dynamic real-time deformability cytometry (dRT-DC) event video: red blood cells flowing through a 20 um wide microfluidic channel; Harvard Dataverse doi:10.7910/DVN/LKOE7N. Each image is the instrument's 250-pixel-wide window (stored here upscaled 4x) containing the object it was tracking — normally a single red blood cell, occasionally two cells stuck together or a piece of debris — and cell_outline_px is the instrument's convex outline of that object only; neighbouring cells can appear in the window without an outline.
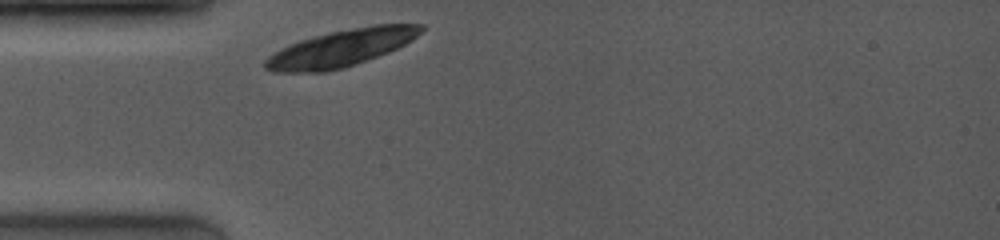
{"species": "common noctule bat (a hibernating species)", "species_latin": "Nyctalus noctula", "temperature_condition": "room temperature", "stored_images_in_passage": 1, "camera_frame_rate_fps": 4000, "um_per_image_px": 0.085, "animal": {"sex": "female", "body_mass_g": 19.0, "forearm_length_mm": 53.3}, "frame": {"image": 1, "passage_image": 1, "time_ms": 0.0, "image_size_px": [1000, 240], "cell_outline_px": [[424, 28], [412, 40], [388, 52], [344, 68], [324, 72], [272, 72], [264, 68], [264, 60], [268, 56], [280, 48], [288, 44], [300, 40], [332, 32], [352, 28], [376, 24], [424, 24]], "centroid_in_image_um": [28.96, 4.1], "position_along_channel_um": 56.0, "area_um2": 33.23}}